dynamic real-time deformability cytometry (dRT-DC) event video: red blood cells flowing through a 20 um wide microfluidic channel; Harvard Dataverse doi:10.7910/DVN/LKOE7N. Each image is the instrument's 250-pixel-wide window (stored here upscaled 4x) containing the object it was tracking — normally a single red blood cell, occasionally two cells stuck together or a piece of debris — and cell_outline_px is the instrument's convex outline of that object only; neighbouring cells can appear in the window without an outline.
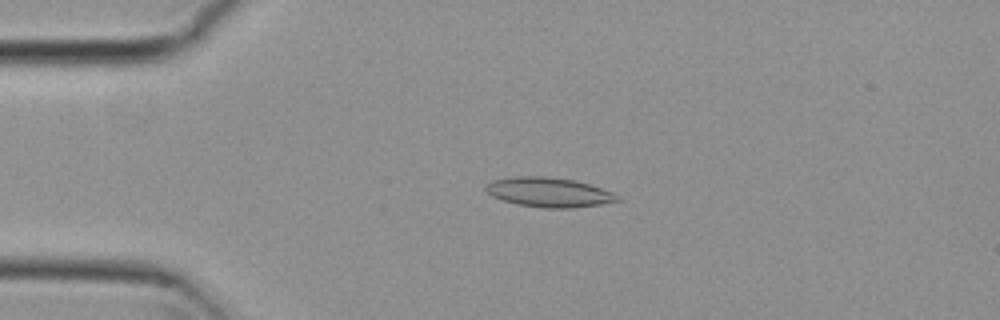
{"species": "common noctule bat (a hibernating species)", "species_latin": "Nyctalus noctula", "temperature_condition": "cold", "stored_images_in_passage": 5, "camera_frame_rate_fps": 3000, "um_per_image_px": 0.085, "animal": {"sex": "female", "body_mass_g": 29.2, "forearm_length_mm": 56.3}, "frame": {"image": 1, "passage_image": 4, "time_ms": 1.0, "image_size_px": [1000, 320], "cell_outline_px": [[620, 200], [600, 204], [572, 208], [544, 208], [516, 204], [500, 200], [492, 196], [484, 188], [492, 180], [516, 176], [544, 176], [572, 180], [588, 184], [612, 192], [620, 196]], "centroid_in_image_um": [46.62, 16.35], "position_along_channel_um": 38.4, "area_um2": 22.54}}